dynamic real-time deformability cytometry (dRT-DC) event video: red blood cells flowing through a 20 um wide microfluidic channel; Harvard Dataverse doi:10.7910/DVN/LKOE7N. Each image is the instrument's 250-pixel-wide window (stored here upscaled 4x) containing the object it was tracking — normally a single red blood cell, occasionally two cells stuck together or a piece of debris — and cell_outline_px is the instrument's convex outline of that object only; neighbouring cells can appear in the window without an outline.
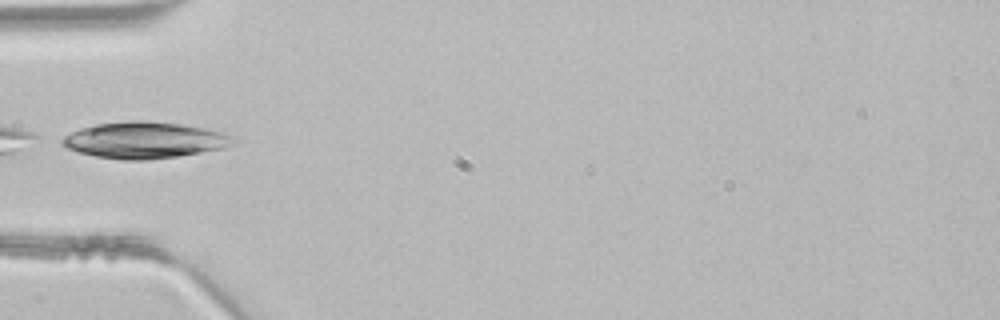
{"species": "common noctule bat (a hibernating species)", "species_latin": "Nyctalus noctula", "temperature_condition": "room temperature", "stored_images_in_passage": 3, "camera_frame_rate_fps": 3000, "um_per_image_px": 0.085, "animal": {"sex": "male", "body_mass_g": 21.5, "forearm_length_mm": 52.0}, "frame": {"image": 1, "passage_image": 1, "time_ms": 0.0, "image_size_px": [1000, 320], "cell_outline_px": [[236, 140], [232, 144], [224, 148], [180, 156], [148, 160], [120, 160], [96, 156], [76, 152], [68, 148], [60, 140], [64, 136], [80, 128], [96, 124], [128, 120], [140, 120], [180, 124], [208, 128], [224, 132], [232, 136]], "centroid_in_image_um": [12.3, 11.91], "position_along_channel_um": 72.7, "area_um2": 36.47}}